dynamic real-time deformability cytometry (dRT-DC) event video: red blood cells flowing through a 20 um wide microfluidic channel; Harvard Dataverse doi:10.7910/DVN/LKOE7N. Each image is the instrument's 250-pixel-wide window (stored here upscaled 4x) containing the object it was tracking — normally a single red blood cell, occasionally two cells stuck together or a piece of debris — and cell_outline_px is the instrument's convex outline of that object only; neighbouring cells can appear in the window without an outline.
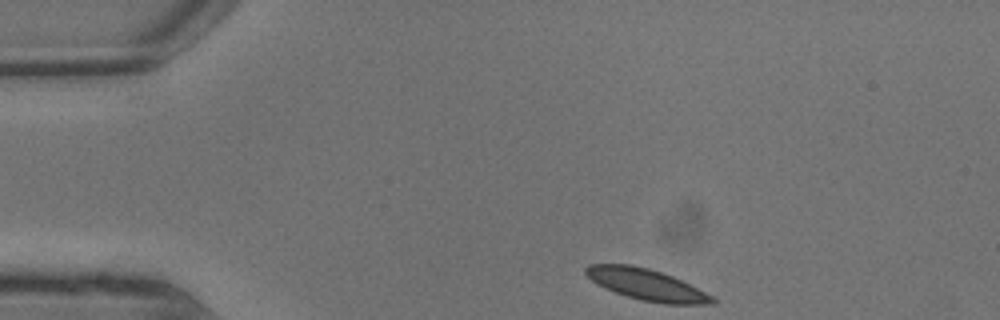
{"species": "common noctule bat (a hibernating species)", "species_latin": "Nyctalus noctula", "temperature_condition": "warm", "stored_images_in_passage": 8, "camera_frame_rate_fps": 3000, "um_per_image_px": 0.085, "animal": {"sex": "male", "body_mass_g": 13.3}, "frame": {"image": 1, "passage_image": 1, "time_ms": 0.0, "image_size_px": [1000, 320], "cell_outline_px": [[716, 304], [664, 304], [640, 300], [604, 288], [596, 284], [584, 272], [584, 268], [588, 264], [628, 264], [648, 268], [672, 276], [712, 296], [716, 300]], "centroid_in_image_um": [54.92, 24.19], "position_along_channel_um": 30.1, "area_um2": 22.83}}
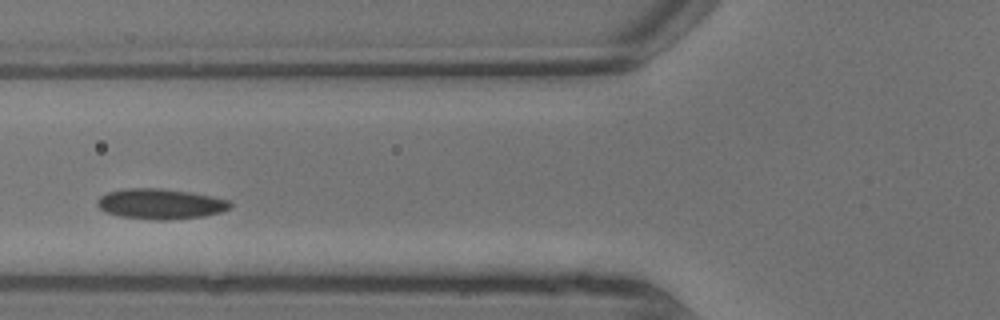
{"frame": {"image": 2, "passage_image": 5, "time_ms": 1.333, "image_size_px": [1000, 320], "cell_outline_px": [[232, 204], [228, 208], [220, 212], [204, 216], [168, 220], [156, 220], [120, 216], [104, 212], [96, 204], [96, 200], [100, 196], [108, 192], [124, 188], [160, 188], [192, 192], [212, 196], [228, 200]], "centroid_in_image_um": [13.6, 17.32], "position_along_channel_um": 112.2, "area_um2": 23.58}}
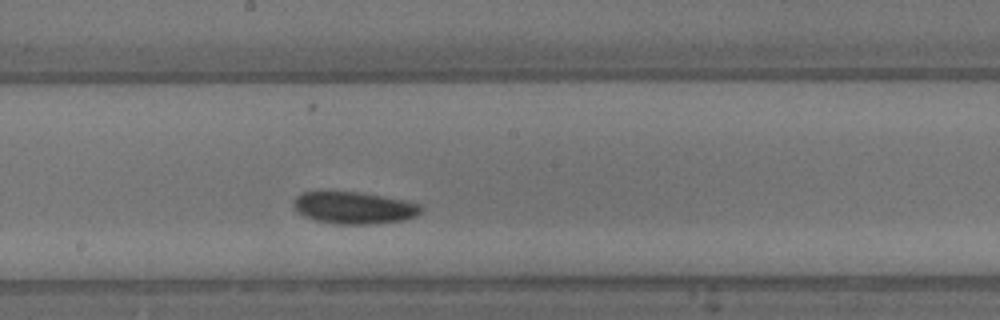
{"frame": {"image": 3, "passage_image": 8, "time_ms": 2.333, "image_size_px": [1000, 320], "cell_outline_px": [[424, 208], [416, 216], [404, 220], [376, 224], [336, 224], [316, 220], [304, 216], [296, 212], [292, 204], [296, 196], [300, 192], [360, 192], [404, 200], [420, 204]], "centroid_in_image_um": [30.09, 17.67], "position_along_channel_um": 218.1, "area_um2": 23.93}}